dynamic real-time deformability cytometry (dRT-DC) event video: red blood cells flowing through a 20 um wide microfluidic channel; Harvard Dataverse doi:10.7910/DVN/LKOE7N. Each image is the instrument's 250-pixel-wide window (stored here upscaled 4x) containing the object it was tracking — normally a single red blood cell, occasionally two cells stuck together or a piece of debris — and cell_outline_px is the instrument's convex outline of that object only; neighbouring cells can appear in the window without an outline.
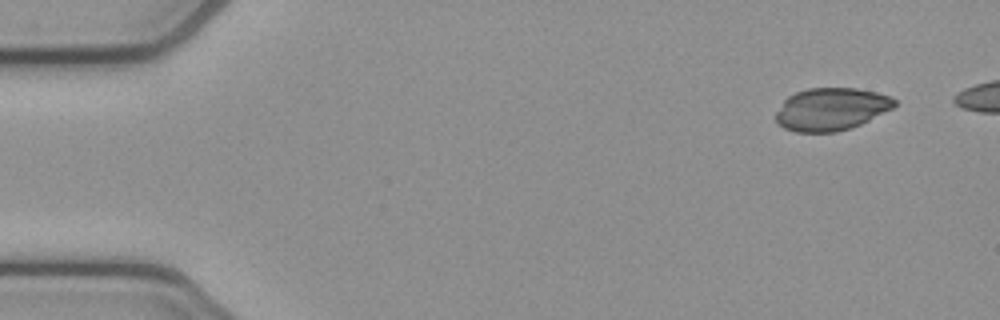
{"species": "common noctule bat (a hibernating species)", "species_latin": "Nyctalus noctula", "temperature_condition": "cold", "stored_images_in_passage": 44, "camera_frame_rate_fps": 3000, "um_per_image_px": 0.085, "animal": {"sex": "female", "body_mass_g": 21.9}, "frame": {"image": 1, "passage_image": 1, "time_ms": 0.0, "image_size_px": [1000, 320], "cell_outline_px": [[896, 104], [892, 108], [860, 124], [836, 132], [796, 132], [784, 128], [776, 124], [776, 112], [784, 100], [788, 96], [796, 92], [808, 88], [856, 88], [876, 92], [888, 96], [896, 100]], "centroid_in_image_um": [70.61, 9.27], "position_along_channel_um": 14.4, "area_um2": 29.25}}
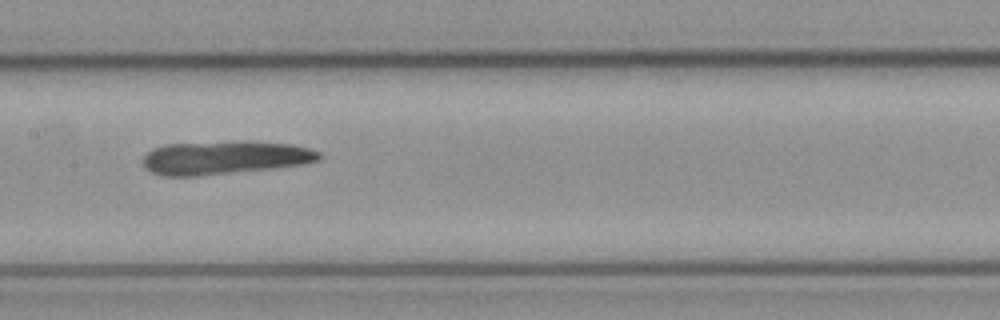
{"frame": {"image": 2, "passage_image": 23, "time_ms": 7.333, "image_size_px": [1000, 320], "cell_outline_px": [[320, 160], [304, 164], [272, 168], [196, 176], [160, 176], [144, 168], [144, 156], [152, 148], [164, 144], [292, 144], [308, 148], [320, 152]], "centroid_in_image_um": [19.04, 13.45], "position_along_channel_um": 188.4, "area_um2": 32.71}}
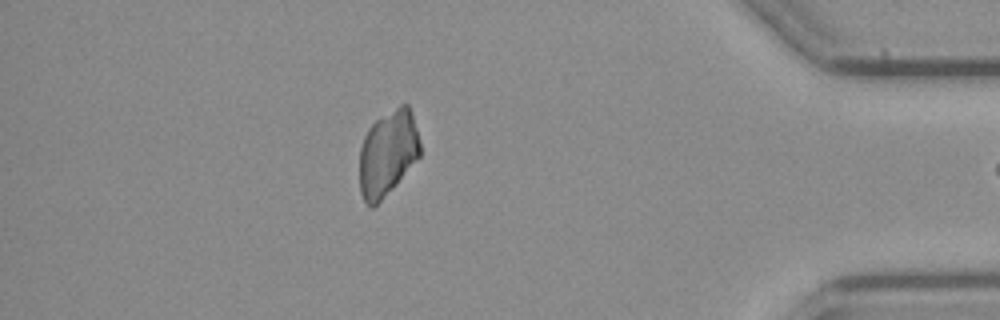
{"frame": {"image": 3, "passage_image": 43, "time_ms": 14.0, "image_size_px": [1000, 320], "cell_outline_px": [[420, 156], [396, 184], [372, 208], [368, 208], [360, 192], [360, 148], [364, 136], [368, 128], [376, 120], [400, 104], [408, 104], [420, 140]], "centroid_in_image_um": [32.94, 13.03], "position_along_channel_um": 402.3, "area_um2": 29.94}}